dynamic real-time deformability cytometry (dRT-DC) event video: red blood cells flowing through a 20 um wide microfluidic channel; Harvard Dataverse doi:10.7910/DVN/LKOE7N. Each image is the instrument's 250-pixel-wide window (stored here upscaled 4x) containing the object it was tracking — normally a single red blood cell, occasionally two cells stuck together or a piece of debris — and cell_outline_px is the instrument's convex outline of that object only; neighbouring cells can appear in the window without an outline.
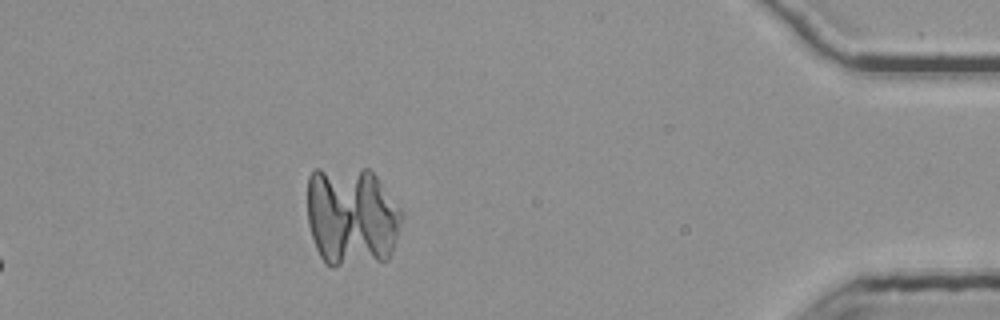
{"species": "common noctule bat (a hibernating species)", "species_latin": "Nyctalus noctula", "temperature_condition": "room temperature", "stored_images_in_passage": 47, "camera_frame_rate_fps": 3000, "um_per_image_px": 0.085, "animal": {"sex": "female", "body_mass_g": 25.1}, "frame": {"image": 1, "passage_image": 47, "time_ms": 15.333, "image_size_px": [1000, 320], "cell_outline_px": [[404, 216], [392, 252], [388, 260], [332, 268], [324, 264], [316, 248], [308, 224], [308, 176], [316, 168], [368, 168], [376, 176], [404, 212]], "centroid_in_image_um": [29.9, 18.42], "position_along_channel_um": 405.3, "area_um2": 56.07}}